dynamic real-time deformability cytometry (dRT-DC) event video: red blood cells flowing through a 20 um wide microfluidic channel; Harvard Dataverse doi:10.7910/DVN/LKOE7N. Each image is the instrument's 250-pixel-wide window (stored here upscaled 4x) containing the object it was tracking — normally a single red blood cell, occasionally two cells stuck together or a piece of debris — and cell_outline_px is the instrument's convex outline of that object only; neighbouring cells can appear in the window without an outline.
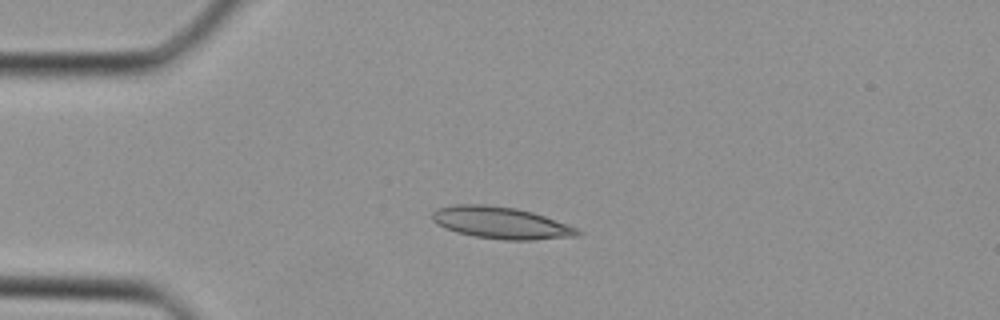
{"species": "Egyptian fruit bat (a non-hibernating species)", "species_latin": "Rousettus aegyptiacus", "temperature_condition": "cold", "stored_images_in_passage": 30, "camera_frame_rate_fps": 3000, "um_per_image_px": 0.085, "animal": {"sex": "female"}, "frame": {"image": 1, "passage_image": 1, "time_ms": 0.0, "image_size_px": [1000, 320], "cell_outline_px": [[584, 232], [576, 236], [532, 240], [504, 240], [476, 236], [456, 232], [444, 228], [436, 224], [432, 220], [432, 212], [436, 208], [456, 204], [484, 204], [516, 208], [532, 212], [544, 216], [576, 228]], "centroid_in_image_um": [42.53, 18.93], "position_along_channel_um": 42.5, "area_um2": 26.93}}
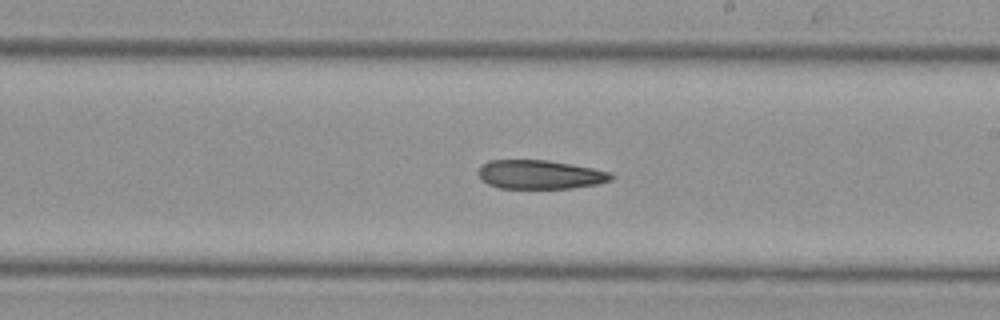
{"frame": {"image": 2, "passage_image": 14, "time_ms": 4.333, "image_size_px": [1000, 320], "cell_outline_px": [[616, 176], [612, 180], [596, 184], [572, 188], [500, 188], [488, 184], [480, 180], [476, 172], [488, 160], [548, 160], [572, 164], [612, 172]], "centroid_in_image_um": [45.9, 14.83], "position_along_channel_um": 243.1, "area_um2": 22.54}}
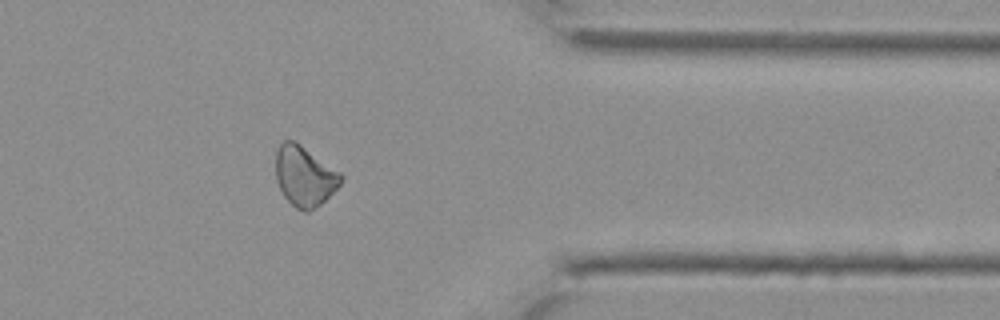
{"frame": {"image": 3, "passage_image": 23, "time_ms": 7.333, "image_size_px": [1000, 320], "cell_outline_px": [[344, 176], [340, 184], [320, 204], [308, 212], [304, 212], [296, 208], [284, 196], [276, 180], [276, 148], [284, 140], [296, 140], [340, 172]], "centroid_in_image_um": [25.87, 14.94], "position_along_channel_um": 385.5, "area_um2": 22.83}}